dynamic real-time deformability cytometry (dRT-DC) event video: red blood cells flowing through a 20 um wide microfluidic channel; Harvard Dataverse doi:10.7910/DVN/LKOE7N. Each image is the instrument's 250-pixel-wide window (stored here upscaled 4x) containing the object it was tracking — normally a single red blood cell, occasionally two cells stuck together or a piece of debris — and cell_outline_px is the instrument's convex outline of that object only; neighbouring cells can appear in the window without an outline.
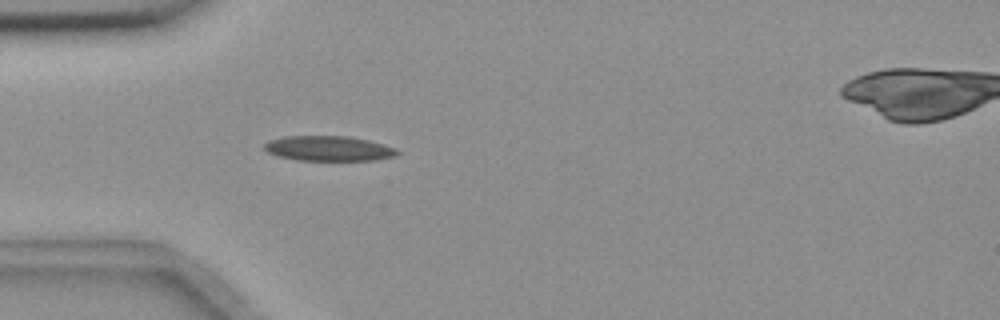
{"species": "common noctule bat (a hibernating species)", "species_latin": "Nyctalus noctula", "temperature_condition": "room temperature", "stored_images_in_passage": 40, "camera_frame_rate_fps": 3000, "um_per_image_px": 0.085, "animal": {"sex": "female", "body_mass_g": 18.4}, "frame": {"image": 1, "passage_image": 1, "time_ms": 0.0, "image_size_px": [1000, 320], "cell_outline_px": [[400, 152], [396, 156], [376, 160], [296, 160], [280, 156], [268, 152], [264, 148], [264, 144], [268, 140], [284, 136], [348, 136], [368, 140], [384, 144], [396, 148]], "centroid_in_image_um": [27.96, 12.61], "position_along_channel_um": 57.0, "area_um2": 19.42}}
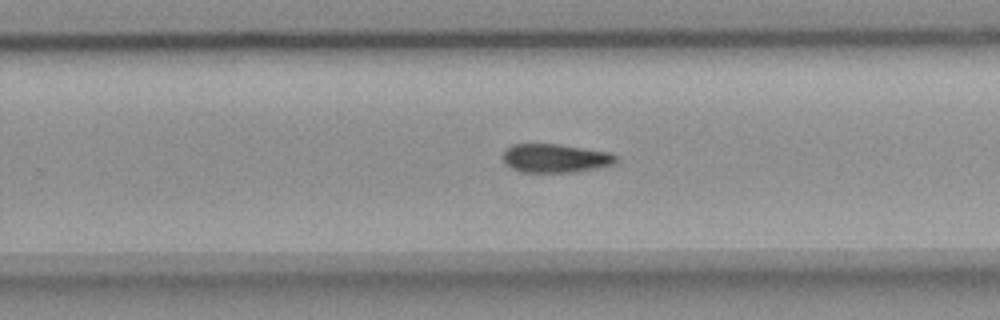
{"frame": {"image": 2, "passage_image": 20, "time_ms": 6.333, "image_size_px": [1000, 320], "cell_outline_px": [[620, 160], [616, 164], [604, 168], [576, 172], [520, 172], [512, 168], [504, 160], [504, 148], [512, 144], [560, 144], [612, 152], [620, 156]], "centroid_in_image_um": [47.34, 13.45], "position_along_channel_um": 282.5, "area_um2": 19.48}}
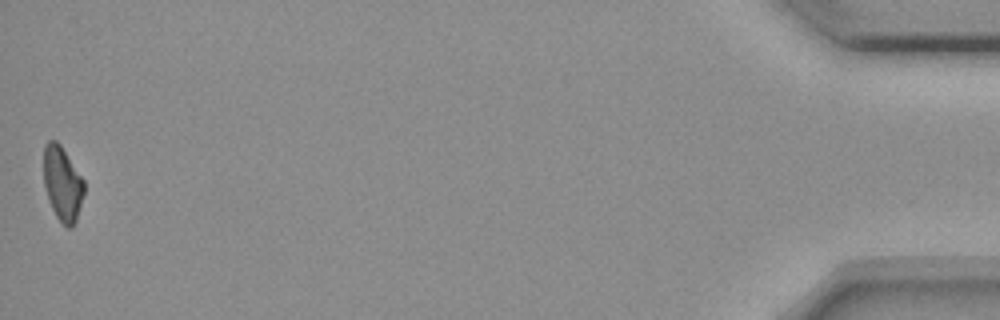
{"frame": {"image": 3, "passage_image": 40, "time_ms": 13.0, "image_size_px": [1000, 320], "cell_outline_px": [[84, 192], [76, 220], [72, 228], [68, 228], [56, 216], [48, 200], [44, 184], [44, 144], [48, 140], [56, 140], [60, 144], [84, 180]], "centroid_in_image_um": [5.3, 15.59], "position_along_channel_um": 429.9, "area_um2": 17.4}}